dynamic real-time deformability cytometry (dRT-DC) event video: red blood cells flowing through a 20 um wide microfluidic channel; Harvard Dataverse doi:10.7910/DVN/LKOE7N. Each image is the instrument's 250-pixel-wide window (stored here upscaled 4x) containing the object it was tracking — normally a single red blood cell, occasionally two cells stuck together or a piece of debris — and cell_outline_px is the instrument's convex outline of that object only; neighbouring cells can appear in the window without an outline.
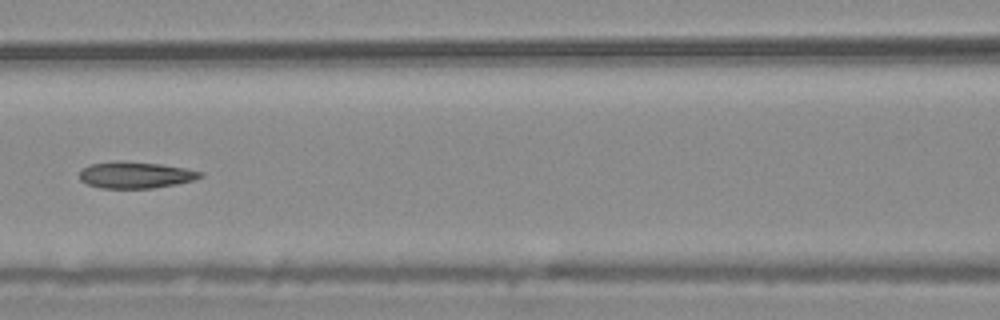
{"species": "common noctule bat (a hibernating species)", "species_latin": "Nyctalus noctula", "temperature_condition": "warm", "stored_images_in_passage": 6, "camera_frame_rate_fps": 3000, "um_per_image_px": 0.085, "animal": {"sex": "male", "body_mass_g": 20.4}, "frame": {"image": 1, "passage_image": 6, "time_ms": 1.667, "image_size_px": [1000, 320], "cell_outline_px": [[204, 176], [192, 180], [176, 184], [152, 188], [100, 188], [88, 184], [80, 180], [80, 172], [88, 164], [112, 160], [116, 160], [160, 164], [184, 168], [204, 172]], "centroid_in_image_um": [11.5, 14.86], "position_along_channel_um": 155.1, "area_um2": 18.73}}